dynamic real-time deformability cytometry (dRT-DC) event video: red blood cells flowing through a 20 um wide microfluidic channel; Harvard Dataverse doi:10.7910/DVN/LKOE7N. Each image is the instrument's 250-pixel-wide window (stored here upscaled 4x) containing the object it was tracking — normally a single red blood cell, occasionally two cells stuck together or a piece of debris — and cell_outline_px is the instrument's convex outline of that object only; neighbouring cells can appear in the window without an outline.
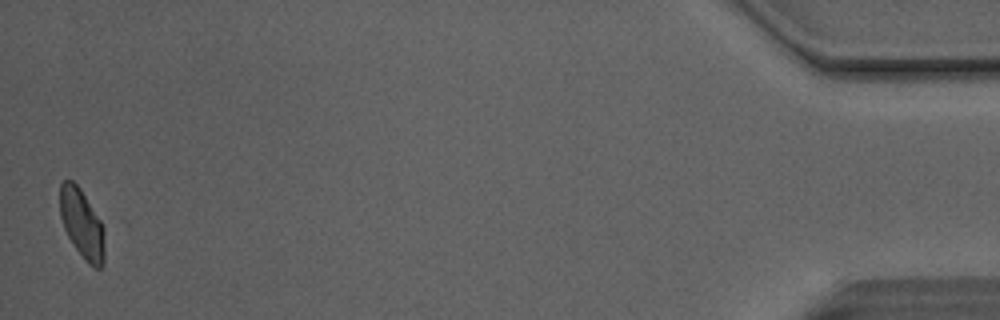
{"species": "Egyptian fruit bat (a non-hibernating species)", "species_latin": "Rousettus aegyptiacus", "temperature_condition": "room temperature", "stored_images_in_passage": 43, "camera_frame_rate_fps": 3000, "um_per_image_px": 0.085, "animal": {"sex": "male"}, "frame": {"image": 1, "passage_image": 43, "time_ms": 14.0, "image_size_px": [1000, 320], "cell_outline_px": [[104, 264], [100, 268], [96, 268], [88, 264], [84, 260], [68, 236], [64, 228], [60, 216], [60, 184], [64, 180], [72, 180], [80, 188], [100, 220], [104, 228]], "centroid_in_image_um": [6.97, 19.04], "position_along_channel_um": 428.2, "area_um2": 17.92}}